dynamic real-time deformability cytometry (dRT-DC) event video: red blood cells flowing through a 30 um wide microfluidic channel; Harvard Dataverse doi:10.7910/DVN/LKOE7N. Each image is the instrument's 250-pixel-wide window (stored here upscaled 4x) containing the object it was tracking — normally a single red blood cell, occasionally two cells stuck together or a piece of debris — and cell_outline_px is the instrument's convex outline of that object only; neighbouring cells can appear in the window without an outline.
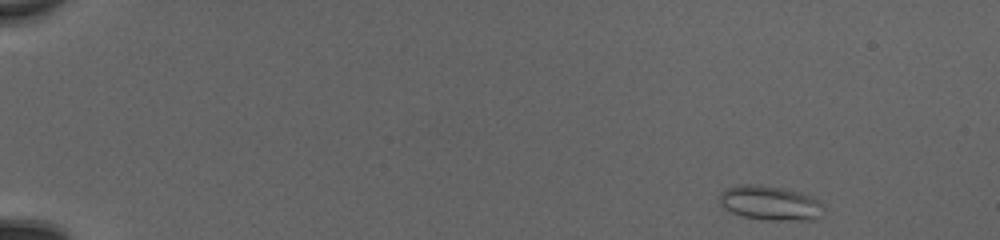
{"species": "common noctule bat (a hibernating species)", "species_latin": "Nyctalus noctula", "temperature_condition": "cold", "stored_images_in_passage": 46, "camera_frame_rate_fps": 3000, "um_per_image_px": 0.085, "animal": {"sex": "female", "body_mass_g": 20.0, "forearm_length_mm": 54.0}, "frame": {"image": 1, "passage_image": 1, "time_ms": 0.0, "image_size_px": [1000, 240], "cell_outline_px": [[820, 216], [812, 220], [764, 220], [744, 216], [732, 212], [724, 208], [720, 204], [720, 196], [724, 188], [740, 184], [756, 184], [780, 188], [800, 192], [812, 196], [820, 204]], "centroid_in_image_um": [65.4, 17.25], "position_along_channel_um": 19.6, "area_um2": 20.63}}
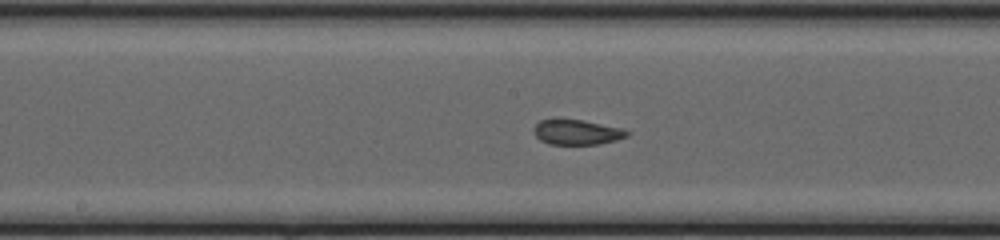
{"frame": {"image": 2, "passage_image": 24, "time_ms": 7.667, "image_size_px": [1000, 240], "cell_outline_px": [[632, 132], [628, 136], [616, 140], [596, 144], [548, 144], [540, 140], [536, 136], [532, 128], [540, 120], [584, 120], [624, 128]], "centroid_in_image_um": [49.08, 11.24], "position_along_channel_um": 199.1, "area_um2": 13.64}}
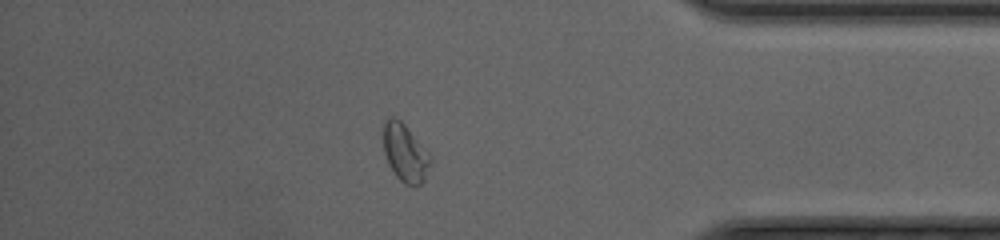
{"frame": {"image": 3, "passage_image": 40, "time_ms": 13.0, "image_size_px": [1000, 240], "cell_outline_px": [[432, 156], [424, 180], [420, 184], [404, 184], [396, 176], [388, 164], [384, 152], [384, 120], [388, 116], [392, 116], [400, 120], [404, 124]], "centroid_in_image_um": [34.42, 12.97], "position_along_channel_um": 400.8, "area_um2": 15.61}, "authors_computed_cell_mechanics": {"area_um2": 15.0858, "velocity_mm_per_s": 4.194, "shape_relaxation_time_tau1_ms": null, "shape_relaxation_time_tau2_ms": 1.0049, "deformation_change_tau1": null, "deformation_change_tau2": 0.0652}}